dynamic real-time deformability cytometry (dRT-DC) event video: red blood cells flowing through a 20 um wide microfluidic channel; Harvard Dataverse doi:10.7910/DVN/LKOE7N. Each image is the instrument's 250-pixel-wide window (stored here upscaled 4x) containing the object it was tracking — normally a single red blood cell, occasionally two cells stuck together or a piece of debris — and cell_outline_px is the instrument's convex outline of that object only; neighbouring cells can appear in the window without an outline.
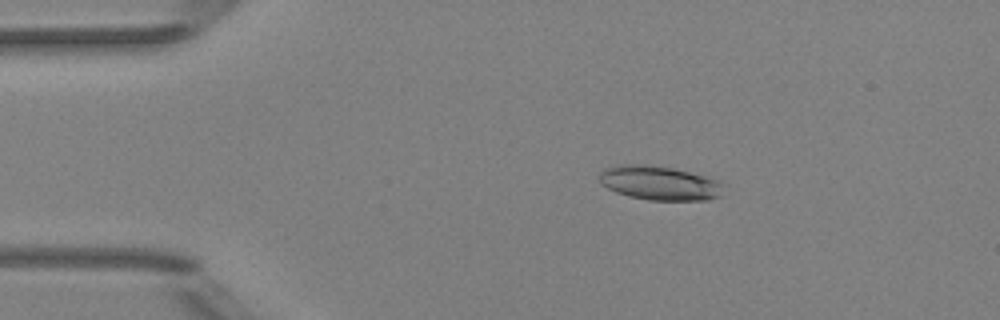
{"species": "Egyptian fruit bat (a non-hibernating species)", "species_latin": "Rousettus aegyptiacus", "temperature_condition": "room temperature", "stored_images_in_passage": 52, "camera_frame_rate_fps": 3000, "um_per_image_px": 0.085, "animal": {"sex": "female"}, "frame": {"image": 1, "passage_image": 10, "time_ms": 3.0, "image_size_px": [1000, 320], "cell_outline_px": [[724, 184], [720, 196], [708, 200], [648, 200], [628, 196], [616, 192], [600, 184], [600, 172], [604, 168], [616, 164], [644, 164], [672, 168], [704, 176], [716, 180]], "centroid_in_image_um": [56.01, 15.56], "position_along_channel_um": 29.0, "area_um2": 24.74}}
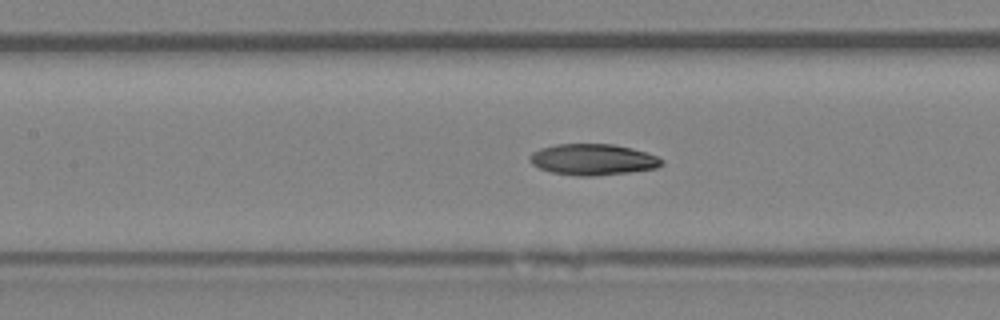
{"frame": {"image": 2, "passage_image": 24, "time_ms": 7.667, "image_size_px": [1000, 320], "cell_outline_px": [[664, 164], [656, 168], [628, 172], [592, 176], [580, 176], [552, 172], [540, 168], [532, 164], [528, 156], [532, 152], [540, 148], [556, 144], [612, 144], [632, 148], [656, 156], [664, 160]], "centroid_in_image_um": [50.38, 13.55], "position_along_channel_um": 157.0, "area_um2": 23.81}}
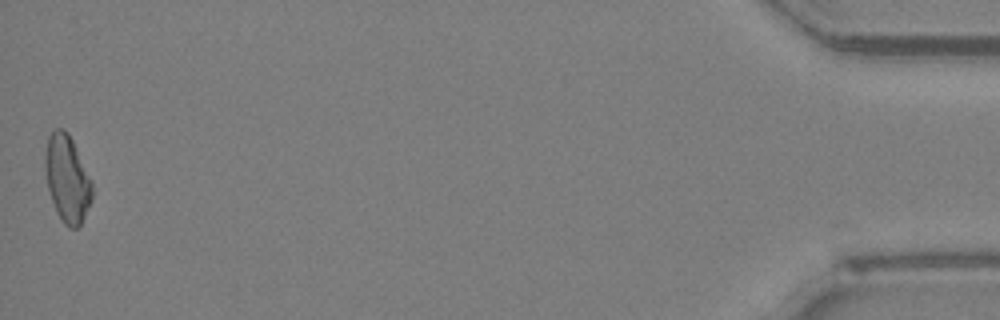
{"frame": {"image": 3, "passage_image": 52, "time_ms": 17.0, "image_size_px": [1000, 320], "cell_outline_px": [[92, 200], [80, 224], [76, 228], [68, 228], [60, 220], [56, 212], [48, 188], [44, 168], [44, 156], [48, 136], [56, 128], [64, 128], [68, 132], [92, 180]], "centroid_in_image_um": [5.7, 15.18], "position_along_channel_um": 429.5, "area_um2": 23.93}, "authors_computed_cell_mechanics": {"area_um2": 23.5824, "velocity_mm_per_s": 3.9675, "shape_relaxation_time_tau1_ms": 10.1103, "shape_relaxation_time_tau2_ms": 10.4438, "deformation_change_tau1": 0.2043, "deformation_change_tau2": 0.2104}}